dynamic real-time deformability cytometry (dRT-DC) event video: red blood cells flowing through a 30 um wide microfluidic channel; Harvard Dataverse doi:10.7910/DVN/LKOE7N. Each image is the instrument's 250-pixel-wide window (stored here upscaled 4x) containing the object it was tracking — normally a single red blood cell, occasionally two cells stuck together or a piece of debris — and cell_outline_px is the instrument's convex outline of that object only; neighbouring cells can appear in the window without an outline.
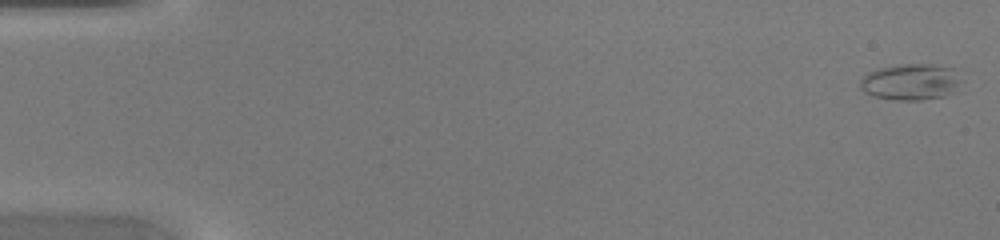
{"species": "common noctule bat (a hibernating species)", "species_latin": "Nyctalus noctula", "temperature_condition": "warm", "stored_images_in_passage": 47, "camera_frame_rate_fps": 3000, "um_per_image_px": 0.085, "animal": {"sex": "female", "body_mass_g": 20.0, "forearm_length_mm": 54.0}, "frame": {"image": 1, "passage_image": 1, "time_ms": 0.0, "image_size_px": [1000, 240], "cell_outline_px": [[964, 80], [956, 92], [944, 96], [920, 100], [896, 100], [872, 96], [864, 92], [860, 88], [860, 80], [868, 72], [880, 68], [896, 64], [936, 64], [956, 68]], "centroid_in_image_um": [77.5, 6.95], "position_along_channel_um": 7.5, "area_um2": 22.08}}
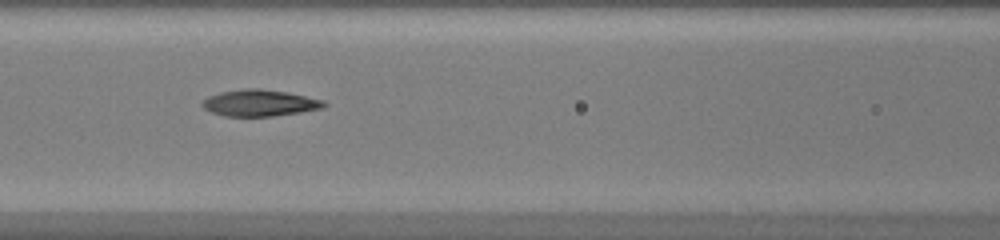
{"frame": {"image": 2, "passage_image": 21, "time_ms": 6.667, "image_size_px": [1000, 240], "cell_outline_px": [[328, 104], [324, 108], [300, 112], [272, 116], [224, 116], [212, 112], [204, 108], [200, 104], [208, 96], [220, 92], [244, 88], [260, 88], [288, 92], [324, 100]], "centroid_in_image_um": [22.09, 8.74], "position_along_channel_um": 144.5, "area_um2": 18.9}}
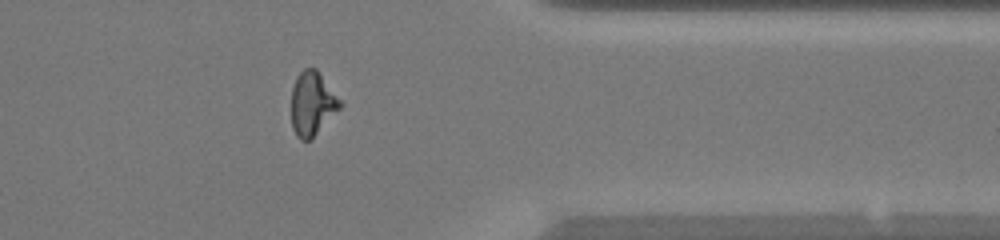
{"frame": {"image": 3, "passage_image": 38, "time_ms": 12.333, "image_size_px": [1000, 240], "cell_outline_px": [[344, 104], [308, 140], [300, 140], [296, 136], [292, 128], [292, 88], [296, 76], [304, 68], [316, 68]], "centroid_in_image_um": [26.53, 8.77], "position_along_channel_um": 384.9, "area_um2": 17.8}}